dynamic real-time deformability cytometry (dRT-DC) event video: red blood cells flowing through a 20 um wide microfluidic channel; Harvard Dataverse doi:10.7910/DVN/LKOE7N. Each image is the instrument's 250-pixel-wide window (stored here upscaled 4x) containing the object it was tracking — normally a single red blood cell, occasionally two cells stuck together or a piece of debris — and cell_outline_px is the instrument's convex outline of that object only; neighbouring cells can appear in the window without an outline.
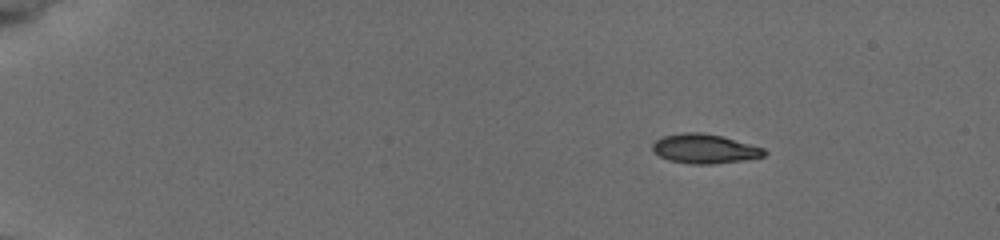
{"species": "common noctule bat (a hibernating species)", "species_latin": "Nyctalus noctula", "temperature_condition": "cold", "stored_images_in_passage": 48, "camera_frame_rate_fps": 3000, "um_per_image_px": 0.085, "animal": {"sex": "female", "body_mass_g": 19.5, "forearm_length_mm": 54.1}, "frame": {"image": 1, "passage_image": 1, "time_ms": 0.0, "image_size_px": [1000, 240], "cell_outline_px": [[768, 152], [764, 156], [740, 160], [712, 164], [692, 164], [668, 160], [660, 156], [652, 148], [652, 144], [656, 140], [664, 136], [684, 132], [700, 132], [720, 136], [764, 148]], "centroid_in_image_um": [59.88, 12.64], "position_along_channel_um": 25.1, "area_um2": 18.79}}
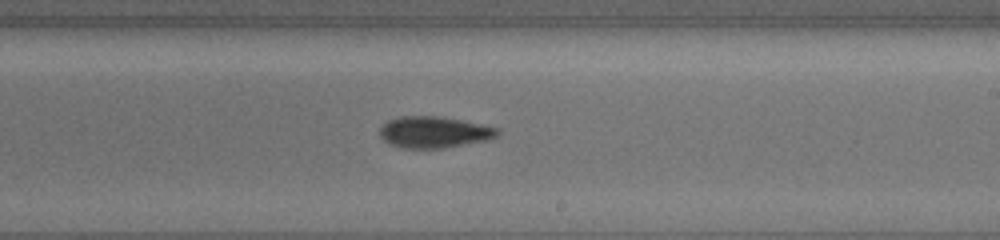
{"frame": {"image": 2, "passage_image": 28, "time_ms": 9.0, "image_size_px": [1000, 240], "cell_outline_px": [[500, 132], [496, 136], [488, 140], [444, 148], [404, 148], [388, 144], [380, 136], [380, 128], [388, 120], [400, 116], [440, 116], [500, 128]], "centroid_in_image_um": [36.89, 11.23], "position_along_channel_um": 252.1, "area_um2": 21.56}}
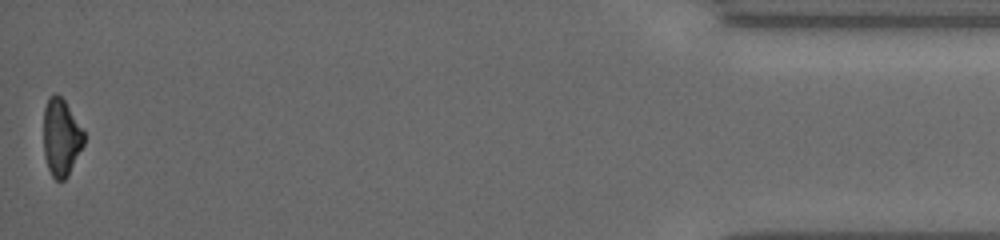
{"frame": {"image": 3, "passage_image": 48, "time_ms": 15.667, "image_size_px": [1000, 240], "cell_outline_px": [[84, 144], [68, 176], [64, 180], [56, 180], [52, 176], [48, 168], [44, 156], [44, 108], [48, 96], [56, 92], [64, 100], [84, 132]], "centroid_in_image_um": [5.19, 11.68], "position_along_channel_um": 430.0, "area_um2": 18.15}, "authors_computed_cell_mechanics": {"area_um2": 19.9121, "velocity_mm_per_s": 3.793, "shape_relaxation_time_tau1_ms": 2.9474, "shape_relaxation_time_tau2_ms": null, "deformation_change_tau1": 0.1128, "deformation_change_tau2": null}}